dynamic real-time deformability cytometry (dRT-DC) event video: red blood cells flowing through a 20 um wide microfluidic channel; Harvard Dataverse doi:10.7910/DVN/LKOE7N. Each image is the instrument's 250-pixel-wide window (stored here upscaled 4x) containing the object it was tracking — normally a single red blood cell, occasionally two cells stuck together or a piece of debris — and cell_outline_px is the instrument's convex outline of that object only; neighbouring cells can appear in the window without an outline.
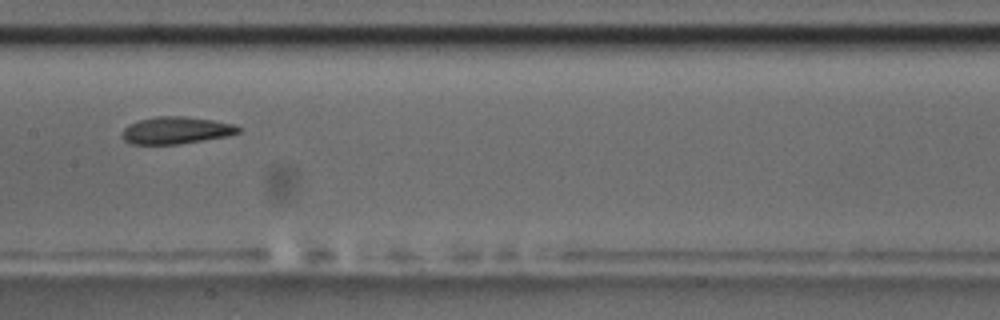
{"species": "common noctule bat (a hibernating species)", "species_latin": "Nyctalus noctula", "temperature_condition": "room temperature", "stored_images_in_passage": 39, "camera_frame_rate_fps": 3000, "um_per_image_px": 0.085, "animal": {"sex": "male", "body_mass_g": 17.5, "forearm_length_mm": 52.3}, "frame": {"image": 1, "passage_image": 12, "time_ms": 3.667, "image_size_px": [1000, 320], "cell_outline_px": [[240, 132], [228, 136], [176, 144], [132, 144], [124, 140], [120, 136], [124, 128], [128, 124], [140, 120], [160, 116], [184, 116], [212, 120], [236, 124], [240, 128]], "centroid_in_image_um": [14.96, 11.08], "position_along_channel_um": 192.4, "area_um2": 18.32}, "authors_computed_cell_mechanics": {"area_um2": 19.0162, "velocity_mm_per_s": 3.7022, "shape_relaxation_time_tau1_ms": 8.6778, "shape_relaxation_time_tau2_ms": 7.6102, "deformation_change_tau1": 0.2181, "deformation_change_tau2": 0.1557}}